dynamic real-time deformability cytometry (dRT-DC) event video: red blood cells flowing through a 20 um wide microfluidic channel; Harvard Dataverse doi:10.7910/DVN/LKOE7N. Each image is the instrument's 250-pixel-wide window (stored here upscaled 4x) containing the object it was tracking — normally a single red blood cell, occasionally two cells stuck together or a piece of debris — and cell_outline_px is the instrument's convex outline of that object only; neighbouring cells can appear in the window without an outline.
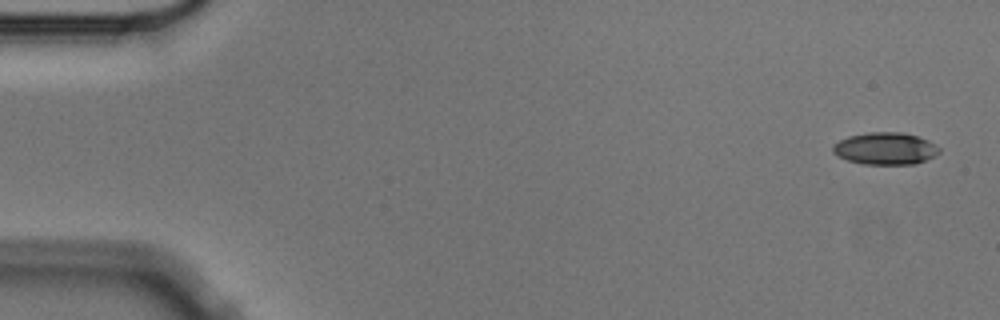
{"species": "Egyptian fruit bat (a non-hibernating species)", "species_latin": "Rousettus aegyptiacus", "temperature_condition": "cold", "stored_images_in_passage": 4, "camera_frame_rate_fps": 3000, "um_per_image_px": 0.085, "animal": {"sex": "male"}, "frame": {"image": 1, "passage_image": 1, "time_ms": 0.0, "image_size_px": [1000, 320], "cell_outline_px": [[940, 152], [916, 164], [864, 164], [848, 160], [836, 156], [832, 152], [832, 144], [848, 136], [868, 132], [900, 132], [916, 136], [928, 140], [940, 148]], "centroid_in_image_um": [75.2, 12.62], "position_along_channel_um": 9.8, "area_um2": 19.88}}
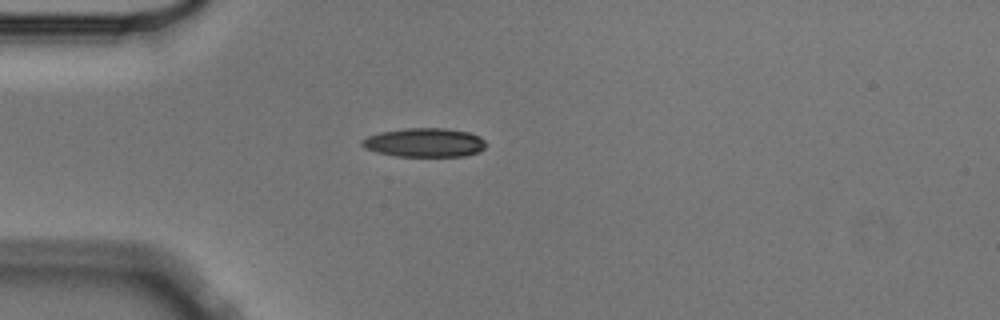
{"frame": {"image": 2, "passage_image": 4, "time_ms": 1.0, "image_size_px": [1000, 320], "cell_outline_px": [[488, 144], [480, 152], [464, 156], [396, 156], [376, 152], [364, 148], [360, 144], [360, 140], [368, 136], [380, 132], [404, 128], [444, 128], [468, 132], [480, 136]], "centroid_in_image_um": [36.09, 12.12], "position_along_channel_um": 48.9, "area_um2": 21.1}}